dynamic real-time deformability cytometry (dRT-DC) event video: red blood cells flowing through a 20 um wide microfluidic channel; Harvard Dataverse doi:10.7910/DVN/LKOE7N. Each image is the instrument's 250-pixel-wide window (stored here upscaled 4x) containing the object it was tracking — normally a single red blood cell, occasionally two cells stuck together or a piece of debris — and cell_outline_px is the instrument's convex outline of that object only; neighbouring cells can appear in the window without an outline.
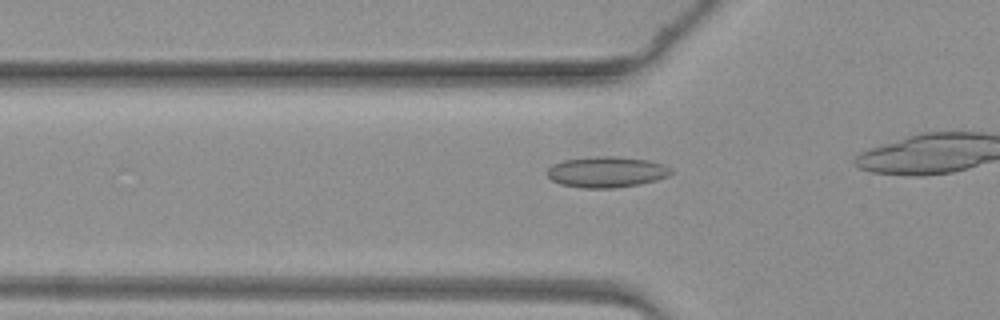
{"species": "common noctule bat (a hibernating species)", "species_latin": "Nyctalus noctula", "temperature_condition": "warm", "stored_images_in_passage": 18, "camera_frame_rate_fps": 3000, "um_per_image_px": 0.085, "animal": {"sex": "female", "body_mass_g": 19.3, "forearm_length_mm": 54.1}, "frame": {"image": 1, "passage_image": 13, "time_ms": 4.0, "image_size_px": [1000, 320], "cell_outline_px": [[672, 172], [668, 176], [656, 180], [640, 184], [612, 188], [580, 188], [560, 184], [552, 180], [544, 172], [552, 164], [564, 160], [592, 156], [616, 156], [648, 160], [664, 164], [672, 168]], "centroid_in_image_um": [51.54, 14.61], "position_along_channel_um": 74.3, "area_um2": 22.54}}
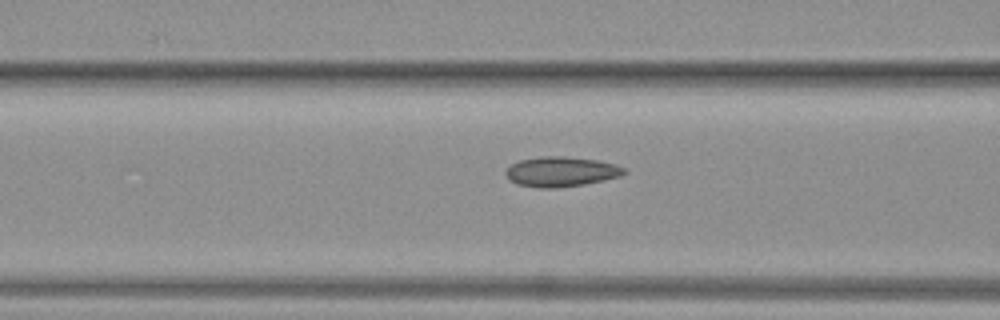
{"frame": {"image": 2, "passage_image": 16, "time_ms": 5.0, "image_size_px": [1000, 320], "cell_outline_px": [[628, 172], [620, 176], [604, 180], [584, 184], [556, 188], [540, 188], [516, 184], [508, 180], [504, 172], [512, 164], [520, 160], [540, 156], [564, 156], [596, 160], [616, 164], [624, 168]], "centroid_in_image_um": [47.68, 14.59], "position_along_channel_um": 118.9, "area_um2": 20.75}}